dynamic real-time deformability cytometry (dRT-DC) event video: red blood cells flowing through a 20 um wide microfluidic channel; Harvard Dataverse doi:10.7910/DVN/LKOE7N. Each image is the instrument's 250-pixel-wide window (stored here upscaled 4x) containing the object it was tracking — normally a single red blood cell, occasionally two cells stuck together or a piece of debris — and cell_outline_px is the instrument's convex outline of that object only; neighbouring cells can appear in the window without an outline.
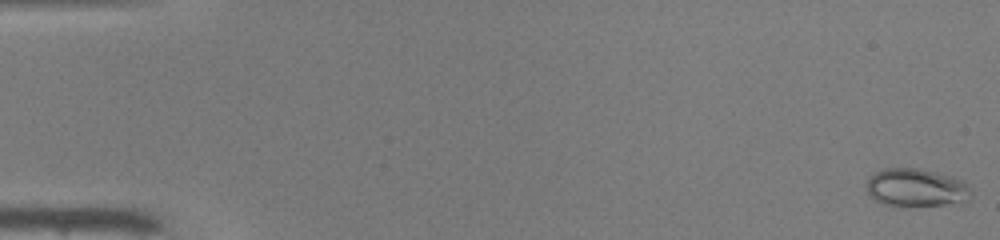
{"species": "common noctule bat (a hibernating species)", "species_latin": "Nyctalus noctula", "temperature_condition": "warm", "stored_images_in_passage": 50, "camera_frame_rate_fps": 3000, "um_per_image_px": 0.085, "animal": {"sex": "male", "body_mass_g": 19.0, "forearm_length_mm": 50.8}, "frame": {"image": 1, "passage_image": 1, "time_ms": 0.0, "image_size_px": [1000, 240], "cell_outline_px": [[964, 188], [960, 200], [944, 204], [888, 204], [876, 200], [868, 192], [868, 180], [876, 172], [884, 168], [916, 168], [936, 172], [960, 180], [964, 184]], "centroid_in_image_um": [77.7, 15.89], "position_along_channel_um": 7.3, "area_um2": 21.15}}
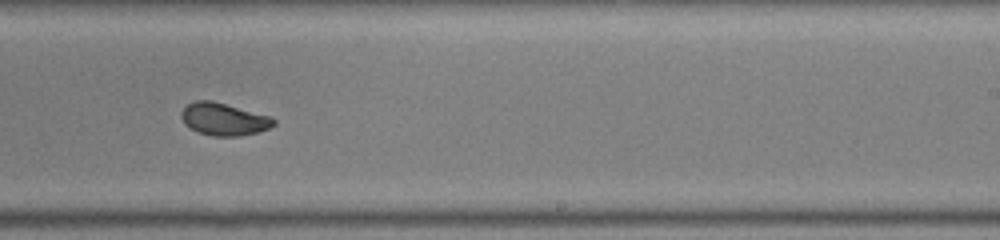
{"frame": {"image": 2, "passage_image": 32, "time_ms": 10.333, "image_size_px": [1000, 240], "cell_outline_px": [[276, 124], [268, 128], [256, 132], [240, 136], [212, 136], [196, 132], [184, 124], [180, 116], [180, 112], [188, 104], [196, 100], [212, 100], [272, 116], [276, 120]], "centroid_in_image_um": [19.01, 10.13], "position_along_channel_um": 270.0, "area_um2": 17.69}}
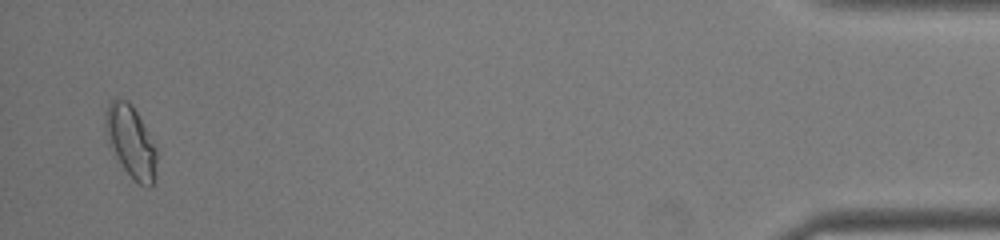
{"frame": {"image": 3, "passage_image": 49, "time_ms": 16.0, "image_size_px": [1000, 240], "cell_outline_px": [[156, 160], [152, 184], [148, 188], [140, 184], [124, 168], [108, 144], [104, 128], [104, 120], [108, 104], [112, 100], [128, 100], [132, 104], [156, 148]], "centroid_in_image_um": [11.09, 12.0], "position_along_channel_um": 424.1, "area_um2": 20.87}, "authors_computed_cell_mechanics": {"area_um2": 18.5827, "velocity_mm_per_s": 4.0883, "shape_relaxation_time_tau1_ms": 7.7316, "shape_relaxation_time_tau2_ms": 0.7158, "deformation_change_tau1": 0.1899, "deformation_change_tau2": 0.0452}}